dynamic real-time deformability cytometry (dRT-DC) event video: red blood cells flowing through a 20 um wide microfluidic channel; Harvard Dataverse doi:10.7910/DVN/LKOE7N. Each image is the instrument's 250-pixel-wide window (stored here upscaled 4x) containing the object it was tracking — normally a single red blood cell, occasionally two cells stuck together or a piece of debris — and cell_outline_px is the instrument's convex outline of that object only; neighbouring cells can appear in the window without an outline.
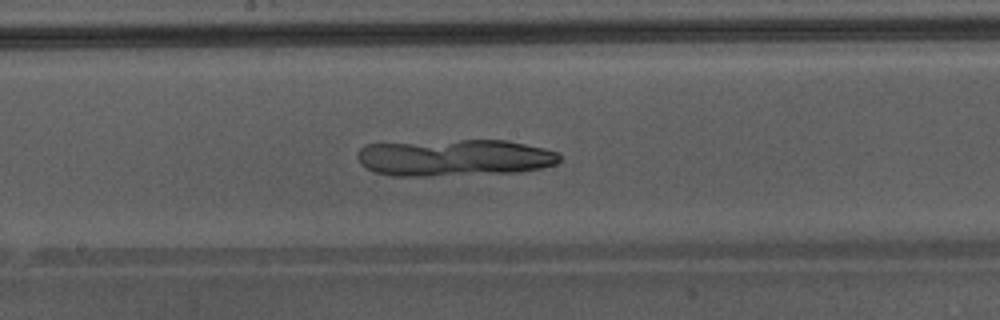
{"species": "Egyptian fruit bat (a non-hibernating species)", "species_latin": "Rousettus aegyptiacus", "temperature_condition": "warm", "stored_images_in_passage": 49, "camera_frame_rate_fps": 3000, "um_per_image_px": 0.085, "animal": {"sex": "male"}, "frame": {"image": 1, "passage_image": 28, "time_ms": 9.0, "image_size_px": [1000, 320], "cell_outline_px": [[560, 160], [556, 164], [540, 168], [520, 172], [428, 176], [392, 176], [376, 172], [360, 164], [356, 156], [356, 152], [364, 144], [460, 140], [508, 140], [544, 148], [556, 152], [560, 156]], "centroid_in_image_um": [38.6, 13.4], "position_along_channel_um": 209.6, "area_um2": 43.52}}